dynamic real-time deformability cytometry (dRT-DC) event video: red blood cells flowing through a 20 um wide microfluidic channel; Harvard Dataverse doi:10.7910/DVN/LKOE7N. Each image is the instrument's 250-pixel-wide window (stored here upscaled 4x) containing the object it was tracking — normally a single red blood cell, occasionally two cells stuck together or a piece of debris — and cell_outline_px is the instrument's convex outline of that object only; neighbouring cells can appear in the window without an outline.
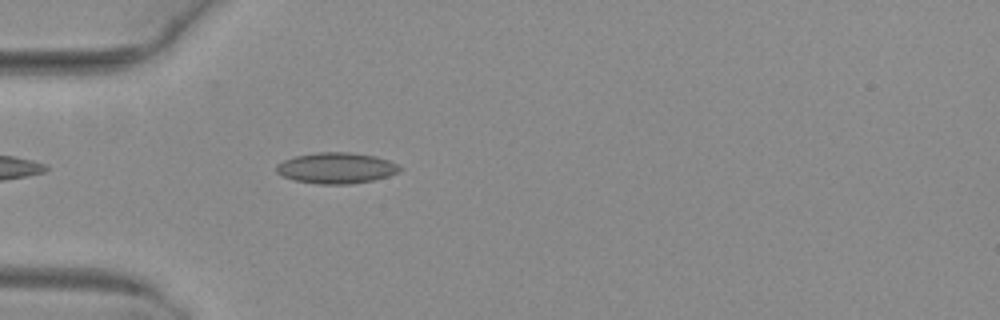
{"species": "common noctule bat (a hibernating species)", "species_latin": "Nyctalus noctula", "temperature_condition": "warm", "stored_images_in_passage": 33, "camera_frame_rate_fps": 3000, "um_per_image_px": 0.085, "animal": {"sex": "female", "body_mass_g": 29.2, "forearm_length_mm": 56.3}, "frame": {"image": 1, "passage_image": 4, "time_ms": 1.0, "image_size_px": [1000, 320], "cell_outline_px": [[404, 168], [388, 176], [372, 180], [348, 184], [320, 184], [292, 180], [280, 176], [276, 172], [276, 164], [284, 160], [296, 156], [316, 152], [348, 152], [376, 156], [388, 160]], "centroid_in_image_um": [28.54, 14.28], "position_along_channel_um": 56.5, "area_um2": 22.25}}
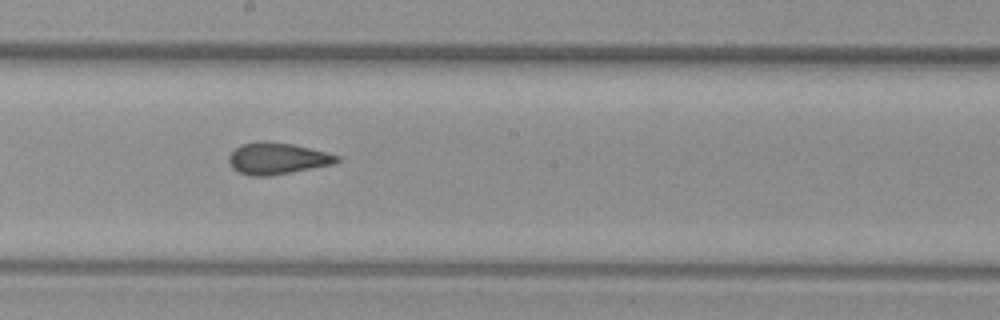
{"frame": {"image": 2, "passage_image": 17, "time_ms": 5.333, "image_size_px": [1000, 320], "cell_outline_px": [[340, 160], [332, 164], [292, 172], [268, 176], [252, 176], [240, 172], [232, 168], [228, 160], [228, 156], [240, 144], [264, 140], [292, 144], [340, 156]], "centroid_in_image_um": [23.53, 13.46], "position_along_channel_um": 224.7, "area_um2": 19.71}}
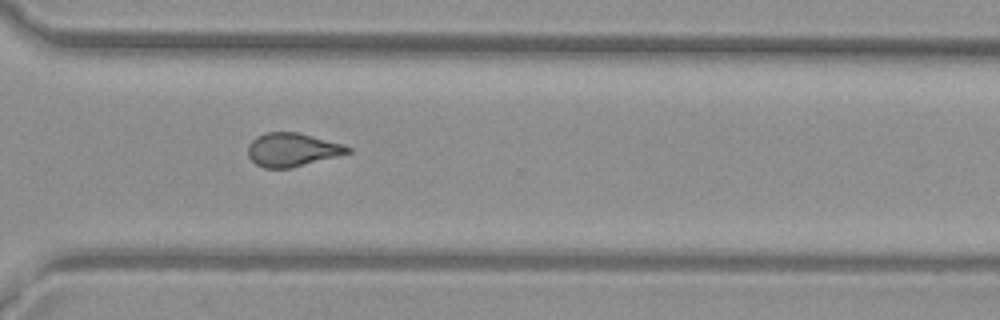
{"frame": {"image": 3, "passage_image": 26, "time_ms": 8.333, "image_size_px": [1000, 320], "cell_outline_px": [[352, 152], [288, 168], [264, 168], [256, 164], [248, 156], [248, 144], [256, 136], [268, 132], [300, 132], [344, 144], [352, 148]], "centroid_in_image_um": [24.84, 12.7], "position_along_channel_um": 345.8, "area_um2": 19.42}, "authors_computed_cell_mechanics": {"area_um2": 19.9988, "velocity_mm_per_s": 4.0458, "shape_relaxation_time_tau1_ms": null, "shape_relaxation_time_tau2_ms": 1.1096, "deformation_change_tau1": null, "deformation_change_tau2": 0.0901}}